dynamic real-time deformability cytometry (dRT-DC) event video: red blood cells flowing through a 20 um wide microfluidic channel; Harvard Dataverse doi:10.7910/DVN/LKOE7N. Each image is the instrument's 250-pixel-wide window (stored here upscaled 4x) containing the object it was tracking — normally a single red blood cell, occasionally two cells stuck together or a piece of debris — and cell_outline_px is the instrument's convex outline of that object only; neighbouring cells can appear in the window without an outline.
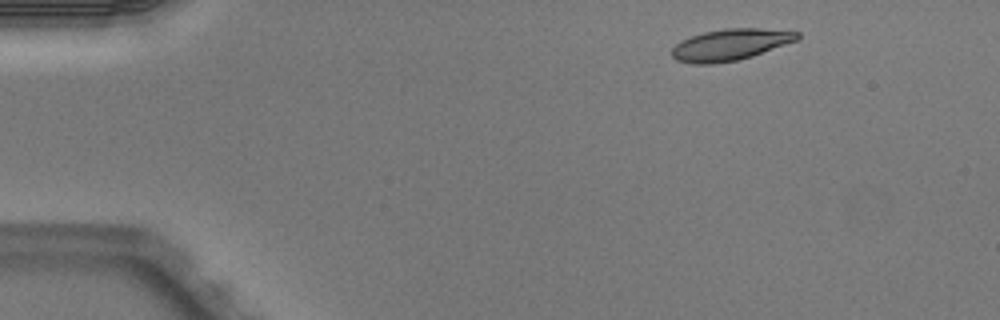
{"species": "Egyptian fruit bat (a non-hibernating species)", "species_latin": "Rousettus aegyptiacus", "temperature_condition": "warm", "stored_images_in_passage": 3, "camera_frame_rate_fps": 3000, "um_per_image_px": 0.085, "animal": {"sex": "male"}, "frame": {"image": 1, "passage_image": 1, "time_ms": 0.0, "image_size_px": [1000, 320], "cell_outline_px": [[800, 36], [796, 40], [752, 56], [736, 60], [712, 64], [692, 64], [676, 60], [672, 56], [672, 48], [680, 40], [704, 32], [724, 28], [760, 28], [800, 32]], "centroid_in_image_um": [62.04, 3.79], "position_along_channel_um": 23.0, "area_um2": 22.83}}